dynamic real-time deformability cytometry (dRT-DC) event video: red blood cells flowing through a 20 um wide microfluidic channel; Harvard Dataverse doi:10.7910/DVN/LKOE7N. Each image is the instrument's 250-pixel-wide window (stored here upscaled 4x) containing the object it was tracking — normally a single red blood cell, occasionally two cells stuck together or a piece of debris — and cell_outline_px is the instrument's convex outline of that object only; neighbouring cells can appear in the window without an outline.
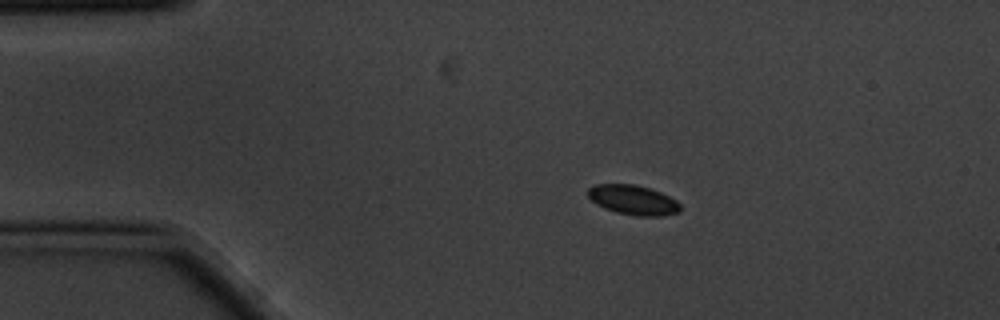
{"species": "common noctule bat (a hibernating species)", "species_latin": "Nyctalus noctula", "temperature_condition": "cold", "stored_images_in_passage": 7, "camera_frame_rate_fps": 3000, "um_per_image_px": 0.085, "animal": {"sex": "male", "body_mass_g": 20.1, "forearm_length_mm": 53.5}, "frame": {"image": 1, "passage_image": 3, "time_ms": 0.667, "image_size_px": [1000, 320], "cell_outline_px": [[680, 212], [664, 216], [636, 216], [616, 212], [604, 208], [596, 204], [588, 196], [588, 188], [596, 184], [636, 184], [660, 192], [676, 200], [680, 204]], "centroid_in_image_um": [53.82, 17.0], "position_along_channel_um": 31.2, "area_um2": 16.01}}
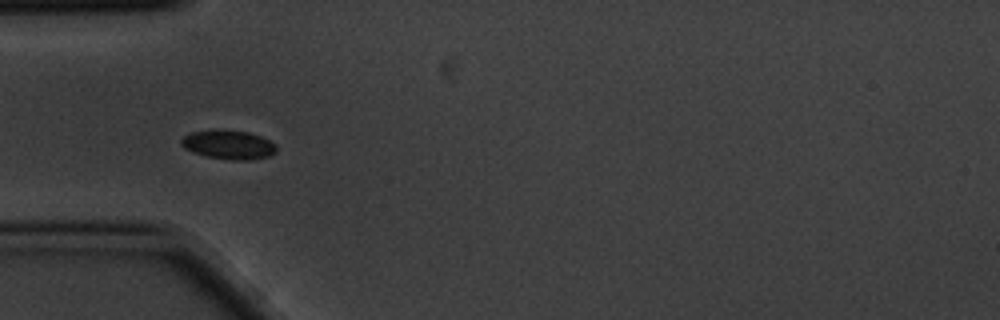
{"frame": {"image": 2, "passage_image": 5, "time_ms": 1.333, "image_size_px": [1000, 320], "cell_outline_px": [[276, 152], [268, 156], [252, 160], [232, 160], [208, 156], [192, 152], [184, 148], [180, 144], [180, 140], [184, 136], [192, 132], [212, 128], [248, 132], [260, 136], [276, 144]], "centroid_in_image_um": [19.4, 12.28], "position_along_channel_um": 65.6, "area_um2": 16.24}}